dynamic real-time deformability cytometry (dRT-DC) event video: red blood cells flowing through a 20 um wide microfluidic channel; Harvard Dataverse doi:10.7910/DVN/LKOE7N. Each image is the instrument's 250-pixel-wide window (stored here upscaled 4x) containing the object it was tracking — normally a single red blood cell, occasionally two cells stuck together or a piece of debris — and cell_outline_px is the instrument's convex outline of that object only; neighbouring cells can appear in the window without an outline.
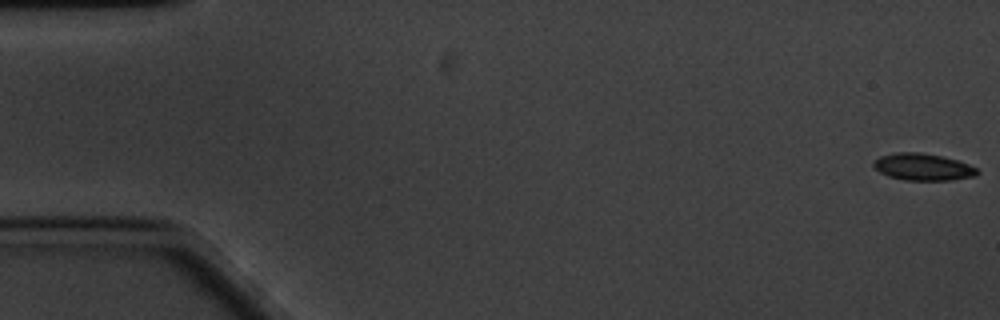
{"species": "common noctule bat (a hibernating species)", "species_latin": "Nyctalus noctula", "temperature_condition": "cold", "stored_images_in_passage": 61, "camera_frame_rate_fps": 3000, "um_per_image_px": 0.085, "animal": {"sex": "male", "body_mass_g": 20.1, "forearm_length_mm": 53.5}, "frame": {"image": 1, "passage_image": 1, "time_ms": 0.0, "image_size_px": [1000, 320], "cell_outline_px": [[980, 172], [976, 176], [952, 180], [904, 180], [888, 176], [880, 172], [872, 164], [872, 160], [880, 156], [896, 152], [920, 152], [944, 156], [968, 164], [976, 168]], "centroid_in_image_um": [78.44, 14.18], "position_along_channel_um": 6.6, "area_um2": 16.42}}
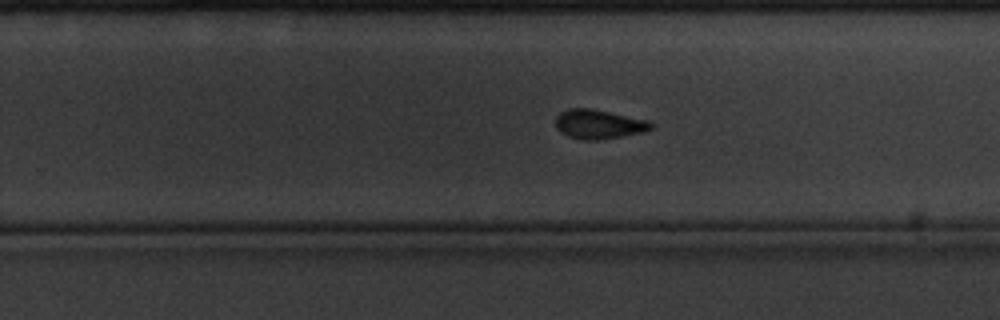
{"frame": {"image": 2, "passage_image": 38, "time_ms": 12.333, "image_size_px": [1000, 320], "cell_outline_px": [[652, 128], [648, 132], [596, 140], [584, 140], [568, 136], [560, 132], [556, 128], [556, 116], [560, 112], [568, 108], [592, 108], [648, 120], [652, 124]], "centroid_in_image_um": [50.89, 10.55], "position_along_channel_um": 278.9, "area_um2": 16.42}}
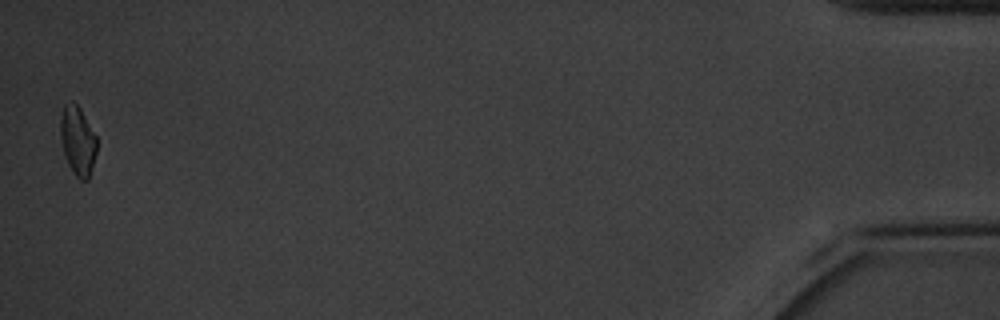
{"frame": {"image": 3, "passage_image": 60, "time_ms": 19.667, "image_size_px": [1000, 320], "cell_outline_px": [[96, 152], [88, 180], [80, 180], [72, 172], [64, 156], [60, 140], [60, 120], [64, 104], [72, 100], [80, 108], [96, 136]], "centroid_in_image_um": [6.58, 11.96], "position_along_channel_um": 428.6, "area_um2": 14.68}, "authors_computed_cell_mechanics": {"area_um2": 16.184, "velocity_mm_per_s": 3.3119, "shape_relaxation_time_tau1_ms": 3.4466, "shape_relaxation_time_tau2_ms": 4.8107, "deformation_change_tau1": 0.106, "deformation_change_tau2": 0.0742}}